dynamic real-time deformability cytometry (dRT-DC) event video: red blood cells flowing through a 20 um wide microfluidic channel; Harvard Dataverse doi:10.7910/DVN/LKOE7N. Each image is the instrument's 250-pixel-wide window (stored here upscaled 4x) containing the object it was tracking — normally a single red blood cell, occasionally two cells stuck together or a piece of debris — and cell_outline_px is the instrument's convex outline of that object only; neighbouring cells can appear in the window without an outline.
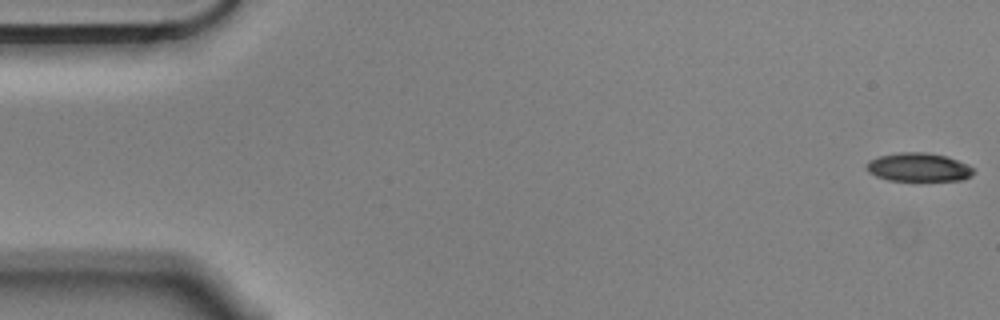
{"species": "Egyptian fruit bat (a non-hibernating species)", "species_latin": "Rousettus aegyptiacus", "temperature_condition": "cold", "stored_images_in_passage": 56, "camera_frame_rate_fps": 3000, "um_per_image_px": 0.085, "animal": {"sex": "male"}, "frame": {"image": 1, "passage_image": 1, "time_ms": 0.0, "image_size_px": [1000, 320], "cell_outline_px": [[972, 176], [964, 180], [888, 180], [876, 176], [868, 172], [864, 168], [864, 164], [868, 160], [880, 156], [900, 152], [928, 152], [948, 156], [968, 164], [972, 168]], "centroid_in_image_um": [78.05, 14.2], "position_along_channel_um": 7.0, "area_um2": 17.98}}
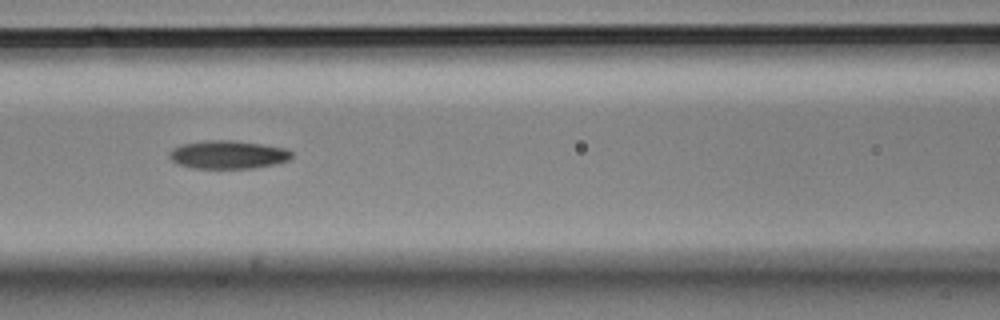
{"frame": {"image": 2, "passage_image": 24, "time_ms": 7.667, "image_size_px": [1000, 320], "cell_outline_px": [[292, 156], [288, 160], [272, 164], [252, 168], [192, 168], [176, 164], [168, 156], [168, 152], [172, 148], [180, 144], [204, 140], [232, 140], [260, 144], [284, 148], [292, 152]], "centroid_in_image_um": [19.29, 13.14], "position_along_channel_um": 147.3, "area_um2": 20.11}}
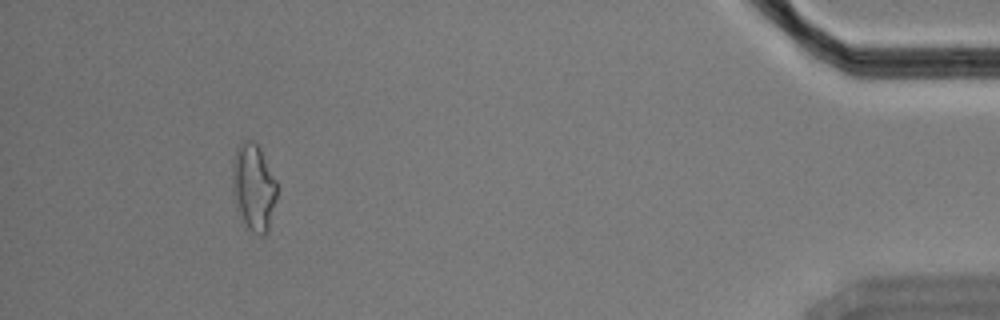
{"frame": {"image": 3, "passage_image": 52, "time_ms": 17.0, "image_size_px": [1000, 320], "cell_outline_px": [[276, 200], [268, 232], [264, 236], [260, 236], [252, 232], [240, 220], [232, 188], [232, 160], [236, 148], [244, 140], [256, 140], [276, 180]], "centroid_in_image_um": [21.54, 15.92], "position_along_channel_um": 413.7, "area_um2": 22.95}, "authors_computed_cell_mechanics": {"area_um2": 19.7676, "velocity_mm_per_s": 3.5563, "shape_relaxation_time_tau1_ms": 4.2122, "shape_relaxation_time_tau2_ms": 7.0976, "deformation_change_tau1": 0.149, "deformation_change_tau2": 0.1575}}